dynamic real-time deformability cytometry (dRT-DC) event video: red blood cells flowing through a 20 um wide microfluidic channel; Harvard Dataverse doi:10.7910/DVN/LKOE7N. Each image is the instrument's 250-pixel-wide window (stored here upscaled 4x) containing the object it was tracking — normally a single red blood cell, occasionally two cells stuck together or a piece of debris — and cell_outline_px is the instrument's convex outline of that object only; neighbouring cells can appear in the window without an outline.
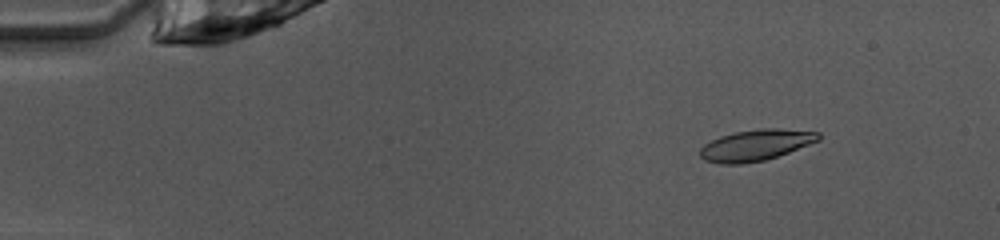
{"species": "common noctule bat (a hibernating species)", "species_latin": "Nyctalus noctula", "temperature_condition": "warm", "stored_images_in_passage": 50, "camera_frame_rate_fps": 3000, "um_per_image_px": 0.085, "animal": {"sex": "female", "body_mass_g": 10.0, "forearm_length_mm": 53.1}, "frame": {"image": 1, "passage_image": 7, "time_ms": 2.0, "image_size_px": [1000, 240], "cell_outline_px": [[820, 140], [788, 152], [764, 160], [744, 164], [720, 164], [704, 160], [700, 156], [700, 148], [704, 144], [720, 136], [736, 132], [760, 128], [776, 128], [820, 132]], "centroid_in_image_um": [64.22, 12.34], "position_along_channel_um": 20.8, "area_um2": 21.39}}
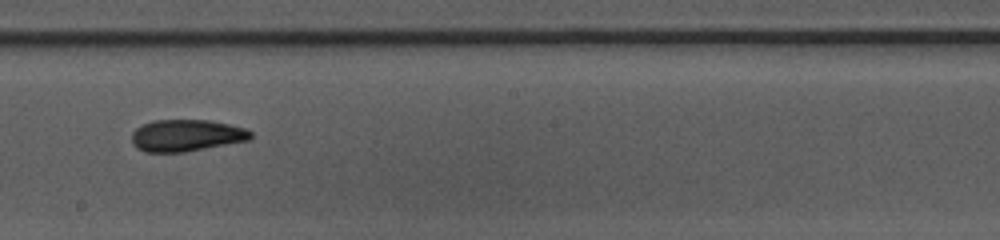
{"frame": {"image": 2, "passage_image": 29, "time_ms": 9.333, "image_size_px": [1000, 240], "cell_outline_px": [[252, 136], [248, 140], [184, 152], [144, 152], [136, 148], [132, 144], [132, 132], [136, 128], [152, 120], [208, 120], [228, 124], [244, 128], [252, 132]], "centroid_in_image_um": [15.8, 11.51], "position_along_channel_um": 232.4, "area_um2": 21.96}}
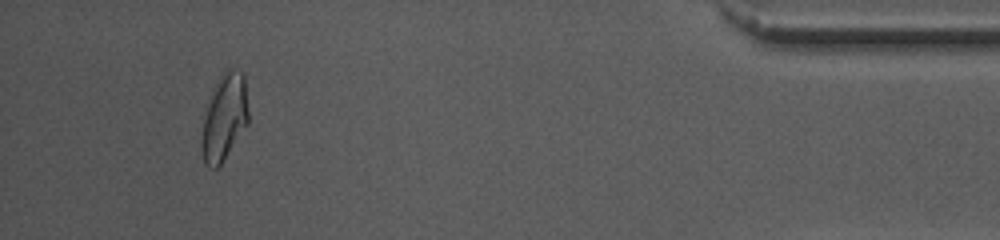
{"frame": {"image": 3, "passage_image": 47, "time_ms": 15.333, "image_size_px": [1000, 240], "cell_outline_px": [[248, 124], [220, 164], [216, 168], [208, 168], [204, 164], [200, 148], [200, 140], [204, 120], [212, 88], [216, 80], [228, 68], [232, 68], [244, 72], [248, 112]], "centroid_in_image_um": [19.06, 9.97], "position_along_channel_um": 416.1, "area_um2": 23.64}, "authors_computed_cell_mechanics": {"area_um2": 21.9062, "velocity_mm_per_s": 4.0339, "shape_relaxation_time_tau1_ms": null, "shape_relaxation_time_tau2_ms": 2.5511, "deformation_change_tau1": null, "deformation_change_tau2": 0.0901}}